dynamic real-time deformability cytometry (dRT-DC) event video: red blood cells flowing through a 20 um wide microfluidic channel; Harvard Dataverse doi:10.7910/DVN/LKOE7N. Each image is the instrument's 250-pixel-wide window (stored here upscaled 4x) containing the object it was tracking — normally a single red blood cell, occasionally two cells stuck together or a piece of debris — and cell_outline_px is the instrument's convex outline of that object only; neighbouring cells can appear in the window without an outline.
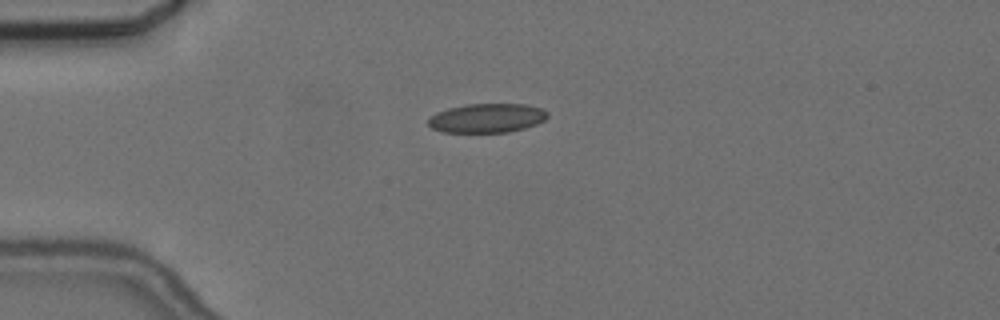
{"species": "common noctule bat (a hibernating species)", "species_latin": "Nyctalus noctula", "temperature_condition": "cold", "stored_images_in_passage": 2, "camera_frame_rate_fps": 3000, "um_per_image_px": 0.085, "animal": {"sex": "female", "body_mass_g": 24.6, "forearm_length_mm": 56.2}, "frame": {"image": 1, "passage_image": 1, "time_ms": 0.0, "image_size_px": [1000, 320], "cell_outline_px": [[548, 116], [544, 120], [536, 124], [524, 128], [508, 132], [444, 132], [432, 128], [428, 124], [428, 120], [436, 112], [448, 108], [468, 104], [524, 104], [540, 108], [548, 112]], "centroid_in_image_um": [41.39, 10.03], "position_along_channel_um": 43.6, "area_um2": 20.11}}